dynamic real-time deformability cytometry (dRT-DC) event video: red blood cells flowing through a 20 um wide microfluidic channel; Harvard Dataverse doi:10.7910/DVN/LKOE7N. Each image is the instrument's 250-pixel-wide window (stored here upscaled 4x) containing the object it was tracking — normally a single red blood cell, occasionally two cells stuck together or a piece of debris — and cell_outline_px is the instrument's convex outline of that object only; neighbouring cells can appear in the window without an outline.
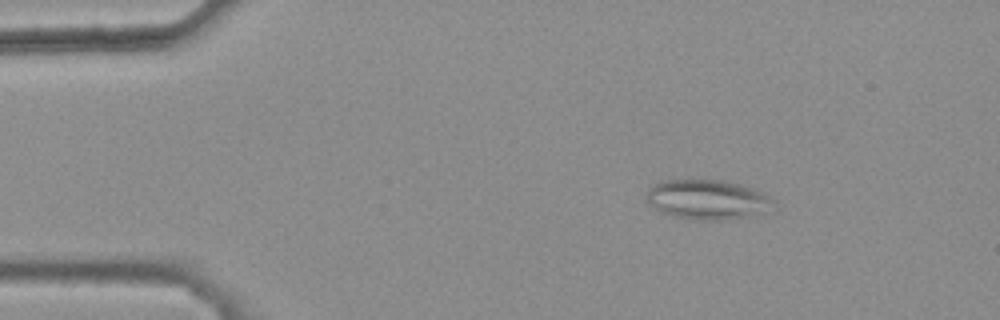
{"species": "common noctule bat (a hibernating species)", "species_latin": "Nyctalus noctula", "temperature_condition": "warm", "stored_images_in_passage": 25, "segment_of_instrument_passage": [1, 2], "camera_frame_rate_fps": 3000, "um_per_image_px": 0.085, "animal": {"sex": "female", "body_mass_g": 25.1}, "frame": {"image": 1, "passage_image": 8, "time_ms": 2.333, "image_size_px": [1000, 320], "cell_outline_px": [[780, 208], [776, 212], [728, 220], [696, 220], [672, 216], [660, 212], [648, 204], [644, 200], [648, 188], [652, 184], [660, 180], [704, 176], [724, 180], [740, 184], [752, 188], [776, 200]], "centroid_in_image_um": [60.18, 16.94], "position_along_channel_um": 24.8, "area_um2": 31.56}}